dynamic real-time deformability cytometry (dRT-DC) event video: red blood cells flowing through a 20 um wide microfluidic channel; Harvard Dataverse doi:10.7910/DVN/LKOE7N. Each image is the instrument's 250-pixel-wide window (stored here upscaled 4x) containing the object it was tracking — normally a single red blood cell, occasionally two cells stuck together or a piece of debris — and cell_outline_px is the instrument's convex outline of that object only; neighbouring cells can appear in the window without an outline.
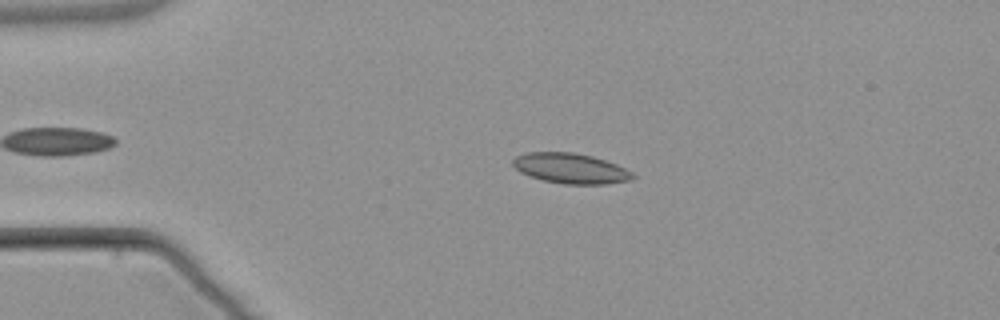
{"species": "common noctule bat (a hibernating species)", "species_latin": "Nyctalus noctula", "temperature_condition": "warm", "stored_images_in_passage": 4, "camera_frame_rate_fps": 3000, "um_per_image_px": 0.085, "animal": {"sex": "male", "body_mass_g": 21.5, "forearm_length_mm": 52.0}, "frame": {"image": 1, "passage_image": 3, "time_ms": 2.333, "image_size_px": [1000, 320], "cell_outline_px": [[636, 176], [632, 180], [604, 184], [564, 184], [544, 180], [520, 172], [512, 164], [512, 160], [516, 156], [528, 152], [572, 152], [592, 156], [616, 164], [632, 172]], "centroid_in_image_um": [48.51, 14.31], "position_along_channel_um": 36.5, "area_um2": 20.98}}